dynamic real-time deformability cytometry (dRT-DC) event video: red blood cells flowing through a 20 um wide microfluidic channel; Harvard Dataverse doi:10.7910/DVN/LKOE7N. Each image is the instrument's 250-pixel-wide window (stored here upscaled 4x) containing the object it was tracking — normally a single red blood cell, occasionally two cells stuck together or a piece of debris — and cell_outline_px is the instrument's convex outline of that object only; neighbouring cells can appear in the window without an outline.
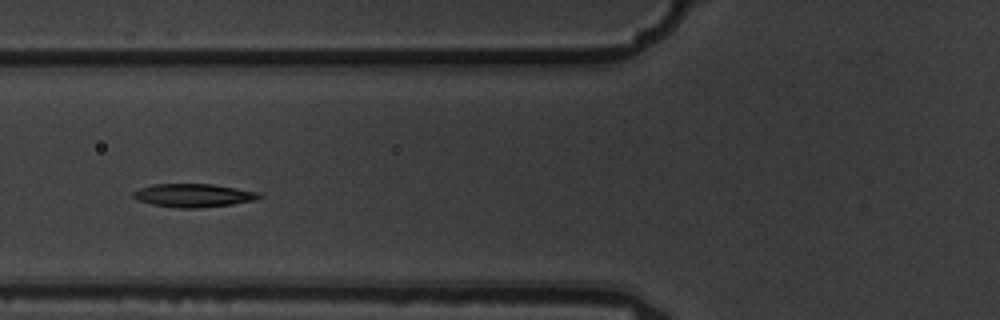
{"species": "common noctule bat (a hibernating species)", "species_latin": "Nyctalus noctula", "temperature_condition": "warm", "stored_images_in_passage": 12, "camera_frame_rate_fps": 3000, "um_per_image_px": 0.085, "animal": {"sex": "male", "body_mass_g": 19.5, "forearm_length_mm": 54.6}, "frame": {"image": 1, "passage_image": 3, "time_ms": 0.667, "image_size_px": [1000, 320], "cell_outline_px": [[264, 196], [256, 200], [232, 204], [196, 208], [176, 208], [152, 204], [136, 200], [132, 196], [132, 192], [140, 188], [152, 184], [212, 184], [260, 192]], "centroid_in_image_um": [16.44, 16.61], "position_along_channel_um": 109.4, "area_um2": 17.22}}
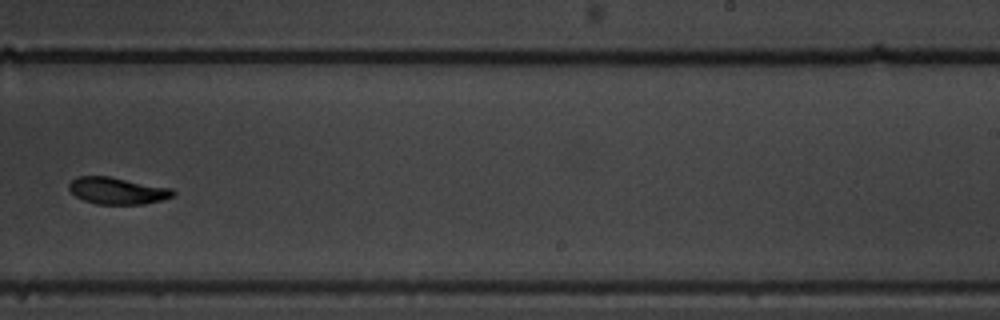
{"frame": {"image": 2, "passage_image": 7, "time_ms": 2.0, "image_size_px": [1000, 320], "cell_outline_px": [[176, 192], [172, 196], [164, 200], [144, 204], [96, 204], [84, 200], [76, 196], [68, 188], [68, 184], [76, 176], [108, 176], [172, 188]], "centroid_in_image_um": [9.98, 16.21], "position_along_channel_um": 279.0, "area_um2": 16.3}}
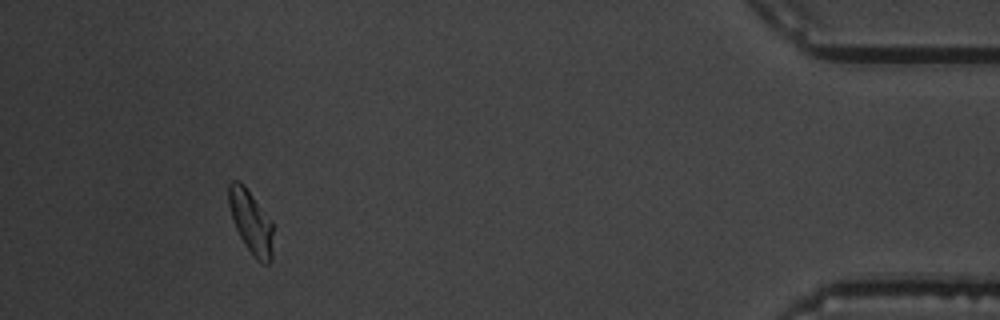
{"frame": {"image": 3, "passage_image": 11, "time_ms": 3.333, "image_size_px": [1000, 320], "cell_outline_px": [[272, 260], [268, 264], [264, 264], [256, 260], [244, 244], [236, 228], [228, 204], [228, 184], [232, 180], [236, 180], [244, 184], [272, 220]], "centroid_in_image_um": [21.33, 18.86], "position_along_channel_um": 413.9, "area_um2": 16.47}}